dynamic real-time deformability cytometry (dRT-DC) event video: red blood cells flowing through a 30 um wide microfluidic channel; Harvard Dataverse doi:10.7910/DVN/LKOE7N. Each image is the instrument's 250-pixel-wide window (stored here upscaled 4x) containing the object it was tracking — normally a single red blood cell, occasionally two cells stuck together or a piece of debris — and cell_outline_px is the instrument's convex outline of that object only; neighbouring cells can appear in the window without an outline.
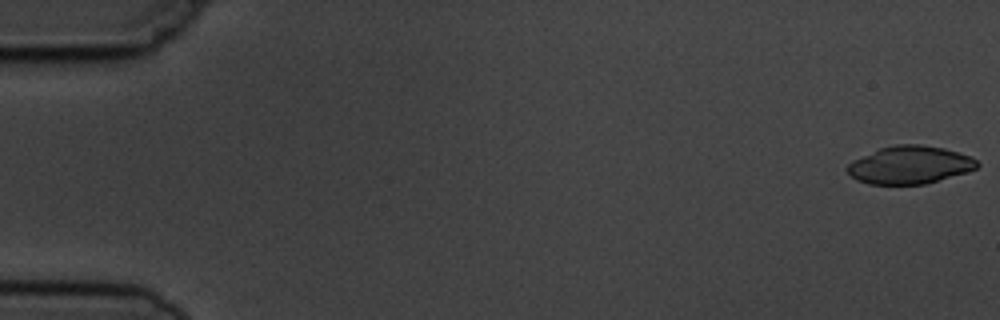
{"species": "common noctule bat (a hibernating species)", "species_latin": "Nyctalus noctula", "temperature_condition": "cold", "stored_images_in_passage": 5, "camera_frame_rate_fps": 3000, "um_per_image_px": 0.085, "animal": {"sex": "male", "body_mass_g": 19.5, "forearm_length_mm": 54.6}, "frame": {"image": 1, "passage_image": 1, "time_ms": 0.0, "image_size_px": [1000, 320], "cell_outline_px": [[980, 164], [976, 168], [964, 172], [924, 184], [868, 184], [856, 180], [844, 168], [852, 160], [880, 148], [896, 144], [920, 144], [944, 148], [968, 156], [976, 160]], "centroid_in_image_um": [77.27, 14.01], "position_along_channel_um": 7.7, "area_um2": 28.32}}